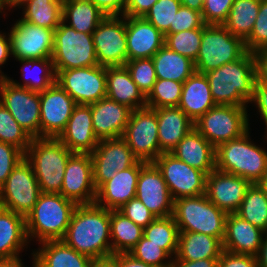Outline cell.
Wrapping results in <instances>:
<instances>
[{
  "label": "cell",
  "instance_id": "cell-1",
  "mask_svg": "<svg viewBox=\"0 0 267 267\" xmlns=\"http://www.w3.org/2000/svg\"><path fill=\"white\" fill-rule=\"evenodd\" d=\"M110 236V210L96 203L77 205L62 239L78 253L91 259L113 255Z\"/></svg>",
  "mask_w": 267,
  "mask_h": 267
},
{
  "label": "cell",
  "instance_id": "cell-2",
  "mask_svg": "<svg viewBox=\"0 0 267 267\" xmlns=\"http://www.w3.org/2000/svg\"><path fill=\"white\" fill-rule=\"evenodd\" d=\"M216 105L247 106L257 80L255 58L247 51L240 59L205 73Z\"/></svg>",
  "mask_w": 267,
  "mask_h": 267
},
{
  "label": "cell",
  "instance_id": "cell-3",
  "mask_svg": "<svg viewBox=\"0 0 267 267\" xmlns=\"http://www.w3.org/2000/svg\"><path fill=\"white\" fill-rule=\"evenodd\" d=\"M76 206L61 194L41 193L33 209L25 216L28 240L37 238L39 243L62 240Z\"/></svg>",
  "mask_w": 267,
  "mask_h": 267
},
{
  "label": "cell",
  "instance_id": "cell-4",
  "mask_svg": "<svg viewBox=\"0 0 267 267\" xmlns=\"http://www.w3.org/2000/svg\"><path fill=\"white\" fill-rule=\"evenodd\" d=\"M72 154L58 138H32L25 158L33 167L41 193L60 194Z\"/></svg>",
  "mask_w": 267,
  "mask_h": 267
},
{
  "label": "cell",
  "instance_id": "cell-5",
  "mask_svg": "<svg viewBox=\"0 0 267 267\" xmlns=\"http://www.w3.org/2000/svg\"><path fill=\"white\" fill-rule=\"evenodd\" d=\"M249 133L216 148V169L256 184L267 172V151L250 141Z\"/></svg>",
  "mask_w": 267,
  "mask_h": 267
},
{
  "label": "cell",
  "instance_id": "cell-6",
  "mask_svg": "<svg viewBox=\"0 0 267 267\" xmlns=\"http://www.w3.org/2000/svg\"><path fill=\"white\" fill-rule=\"evenodd\" d=\"M172 216L179 232L203 233L221 241L224 238L227 213L212 203L206 194L177 198Z\"/></svg>",
  "mask_w": 267,
  "mask_h": 267
},
{
  "label": "cell",
  "instance_id": "cell-7",
  "mask_svg": "<svg viewBox=\"0 0 267 267\" xmlns=\"http://www.w3.org/2000/svg\"><path fill=\"white\" fill-rule=\"evenodd\" d=\"M246 52L244 41L233 36L223 25L206 24L202 28L201 45L194 62L195 70L208 73L240 59Z\"/></svg>",
  "mask_w": 267,
  "mask_h": 267
},
{
  "label": "cell",
  "instance_id": "cell-8",
  "mask_svg": "<svg viewBox=\"0 0 267 267\" xmlns=\"http://www.w3.org/2000/svg\"><path fill=\"white\" fill-rule=\"evenodd\" d=\"M247 107L216 105L194 122V128L217 148L250 130Z\"/></svg>",
  "mask_w": 267,
  "mask_h": 267
},
{
  "label": "cell",
  "instance_id": "cell-9",
  "mask_svg": "<svg viewBox=\"0 0 267 267\" xmlns=\"http://www.w3.org/2000/svg\"><path fill=\"white\" fill-rule=\"evenodd\" d=\"M51 59L55 70L98 65L92 34L76 31L62 21L55 29Z\"/></svg>",
  "mask_w": 267,
  "mask_h": 267
},
{
  "label": "cell",
  "instance_id": "cell-10",
  "mask_svg": "<svg viewBox=\"0 0 267 267\" xmlns=\"http://www.w3.org/2000/svg\"><path fill=\"white\" fill-rule=\"evenodd\" d=\"M40 194L33 167L24 158L0 187V207L26 216L35 206Z\"/></svg>",
  "mask_w": 267,
  "mask_h": 267
},
{
  "label": "cell",
  "instance_id": "cell-11",
  "mask_svg": "<svg viewBox=\"0 0 267 267\" xmlns=\"http://www.w3.org/2000/svg\"><path fill=\"white\" fill-rule=\"evenodd\" d=\"M122 138L140 161L153 162L160 153L156 111L145 107L132 110Z\"/></svg>",
  "mask_w": 267,
  "mask_h": 267
},
{
  "label": "cell",
  "instance_id": "cell-12",
  "mask_svg": "<svg viewBox=\"0 0 267 267\" xmlns=\"http://www.w3.org/2000/svg\"><path fill=\"white\" fill-rule=\"evenodd\" d=\"M56 83L64 89L77 104L89 105L105 98L106 67H91L55 70Z\"/></svg>",
  "mask_w": 267,
  "mask_h": 267
},
{
  "label": "cell",
  "instance_id": "cell-13",
  "mask_svg": "<svg viewBox=\"0 0 267 267\" xmlns=\"http://www.w3.org/2000/svg\"><path fill=\"white\" fill-rule=\"evenodd\" d=\"M0 103L31 138H40L39 92L18 87L3 77L0 80Z\"/></svg>",
  "mask_w": 267,
  "mask_h": 267
},
{
  "label": "cell",
  "instance_id": "cell-14",
  "mask_svg": "<svg viewBox=\"0 0 267 267\" xmlns=\"http://www.w3.org/2000/svg\"><path fill=\"white\" fill-rule=\"evenodd\" d=\"M98 65L124 66L128 61L126 16H106L92 33Z\"/></svg>",
  "mask_w": 267,
  "mask_h": 267
},
{
  "label": "cell",
  "instance_id": "cell-15",
  "mask_svg": "<svg viewBox=\"0 0 267 267\" xmlns=\"http://www.w3.org/2000/svg\"><path fill=\"white\" fill-rule=\"evenodd\" d=\"M162 174L173 200L206 193L207 175L171 153H162L153 161Z\"/></svg>",
  "mask_w": 267,
  "mask_h": 267
},
{
  "label": "cell",
  "instance_id": "cell-16",
  "mask_svg": "<svg viewBox=\"0 0 267 267\" xmlns=\"http://www.w3.org/2000/svg\"><path fill=\"white\" fill-rule=\"evenodd\" d=\"M55 30L17 20L9 33L16 60L52 58Z\"/></svg>",
  "mask_w": 267,
  "mask_h": 267
},
{
  "label": "cell",
  "instance_id": "cell-17",
  "mask_svg": "<svg viewBox=\"0 0 267 267\" xmlns=\"http://www.w3.org/2000/svg\"><path fill=\"white\" fill-rule=\"evenodd\" d=\"M40 95V138H58L77 105L57 83Z\"/></svg>",
  "mask_w": 267,
  "mask_h": 267
},
{
  "label": "cell",
  "instance_id": "cell-18",
  "mask_svg": "<svg viewBox=\"0 0 267 267\" xmlns=\"http://www.w3.org/2000/svg\"><path fill=\"white\" fill-rule=\"evenodd\" d=\"M90 155L96 189L113 178L116 172L125 170L138 161L122 137L100 140Z\"/></svg>",
  "mask_w": 267,
  "mask_h": 267
},
{
  "label": "cell",
  "instance_id": "cell-19",
  "mask_svg": "<svg viewBox=\"0 0 267 267\" xmlns=\"http://www.w3.org/2000/svg\"><path fill=\"white\" fill-rule=\"evenodd\" d=\"M96 193L90 153H73L66 165L60 194L76 205H83L95 203Z\"/></svg>",
  "mask_w": 267,
  "mask_h": 267
},
{
  "label": "cell",
  "instance_id": "cell-20",
  "mask_svg": "<svg viewBox=\"0 0 267 267\" xmlns=\"http://www.w3.org/2000/svg\"><path fill=\"white\" fill-rule=\"evenodd\" d=\"M136 198L156 217H168L173 214L174 200L161 172L153 162L141 161Z\"/></svg>",
  "mask_w": 267,
  "mask_h": 267
},
{
  "label": "cell",
  "instance_id": "cell-21",
  "mask_svg": "<svg viewBox=\"0 0 267 267\" xmlns=\"http://www.w3.org/2000/svg\"><path fill=\"white\" fill-rule=\"evenodd\" d=\"M252 183L240 176L214 169L206 177V196L227 214L236 213Z\"/></svg>",
  "mask_w": 267,
  "mask_h": 267
},
{
  "label": "cell",
  "instance_id": "cell-22",
  "mask_svg": "<svg viewBox=\"0 0 267 267\" xmlns=\"http://www.w3.org/2000/svg\"><path fill=\"white\" fill-rule=\"evenodd\" d=\"M58 139L73 153H92L99 143L93 130L91 106L77 104Z\"/></svg>",
  "mask_w": 267,
  "mask_h": 267
},
{
  "label": "cell",
  "instance_id": "cell-23",
  "mask_svg": "<svg viewBox=\"0 0 267 267\" xmlns=\"http://www.w3.org/2000/svg\"><path fill=\"white\" fill-rule=\"evenodd\" d=\"M140 170L141 161L138 160L133 166L116 172L97 189L95 203L109 210H118L135 198Z\"/></svg>",
  "mask_w": 267,
  "mask_h": 267
},
{
  "label": "cell",
  "instance_id": "cell-24",
  "mask_svg": "<svg viewBox=\"0 0 267 267\" xmlns=\"http://www.w3.org/2000/svg\"><path fill=\"white\" fill-rule=\"evenodd\" d=\"M89 105L93 130L99 140L122 137L132 109L107 97Z\"/></svg>",
  "mask_w": 267,
  "mask_h": 267
},
{
  "label": "cell",
  "instance_id": "cell-25",
  "mask_svg": "<svg viewBox=\"0 0 267 267\" xmlns=\"http://www.w3.org/2000/svg\"><path fill=\"white\" fill-rule=\"evenodd\" d=\"M128 60L152 58L164 45L165 36L143 17L126 16Z\"/></svg>",
  "mask_w": 267,
  "mask_h": 267
},
{
  "label": "cell",
  "instance_id": "cell-26",
  "mask_svg": "<svg viewBox=\"0 0 267 267\" xmlns=\"http://www.w3.org/2000/svg\"><path fill=\"white\" fill-rule=\"evenodd\" d=\"M265 232L255 227L236 213L227 214L223 250L236 254L256 256L261 247Z\"/></svg>",
  "mask_w": 267,
  "mask_h": 267
},
{
  "label": "cell",
  "instance_id": "cell-27",
  "mask_svg": "<svg viewBox=\"0 0 267 267\" xmlns=\"http://www.w3.org/2000/svg\"><path fill=\"white\" fill-rule=\"evenodd\" d=\"M158 120L160 153H171L194 128V122L179 107L152 108Z\"/></svg>",
  "mask_w": 267,
  "mask_h": 267
},
{
  "label": "cell",
  "instance_id": "cell-28",
  "mask_svg": "<svg viewBox=\"0 0 267 267\" xmlns=\"http://www.w3.org/2000/svg\"><path fill=\"white\" fill-rule=\"evenodd\" d=\"M216 148L193 128L171 152L177 159L208 175L216 168Z\"/></svg>",
  "mask_w": 267,
  "mask_h": 267
},
{
  "label": "cell",
  "instance_id": "cell-29",
  "mask_svg": "<svg viewBox=\"0 0 267 267\" xmlns=\"http://www.w3.org/2000/svg\"><path fill=\"white\" fill-rule=\"evenodd\" d=\"M216 106L205 74L194 72L184 83L178 107L193 121Z\"/></svg>",
  "mask_w": 267,
  "mask_h": 267
},
{
  "label": "cell",
  "instance_id": "cell-30",
  "mask_svg": "<svg viewBox=\"0 0 267 267\" xmlns=\"http://www.w3.org/2000/svg\"><path fill=\"white\" fill-rule=\"evenodd\" d=\"M106 97L136 110L147 107L146 97L138 89L125 66L106 67Z\"/></svg>",
  "mask_w": 267,
  "mask_h": 267
},
{
  "label": "cell",
  "instance_id": "cell-31",
  "mask_svg": "<svg viewBox=\"0 0 267 267\" xmlns=\"http://www.w3.org/2000/svg\"><path fill=\"white\" fill-rule=\"evenodd\" d=\"M40 244L42 247L32 253V263L36 267H90L93 260L78 253L63 240H49Z\"/></svg>",
  "mask_w": 267,
  "mask_h": 267
},
{
  "label": "cell",
  "instance_id": "cell-32",
  "mask_svg": "<svg viewBox=\"0 0 267 267\" xmlns=\"http://www.w3.org/2000/svg\"><path fill=\"white\" fill-rule=\"evenodd\" d=\"M29 242L25 216L0 207V259L19 257Z\"/></svg>",
  "mask_w": 267,
  "mask_h": 267
},
{
  "label": "cell",
  "instance_id": "cell-33",
  "mask_svg": "<svg viewBox=\"0 0 267 267\" xmlns=\"http://www.w3.org/2000/svg\"><path fill=\"white\" fill-rule=\"evenodd\" d=\"M223 251L222 241L203 233L179 232L176 258L185 261L219 259Z\"/></svg>",
  "mask_w": 267,
  "mask_h": 267
},
{
  "label": "cell",
  "instance_id": "cell-34",
  "mask_svg": "<svg viewBox=\"0 0 267 267\" xmlns=\"http://www.w3.org/2000/svg\"><path fill=\"white\" fill-rule=\"evenodd\" d=\"M157 79L184 83L196 70L194 61L163 45L152 57Z\"/></svg>",
  "mask_w": 267,
  "mask_h": 267
},
{
  "label": "cell",
  "instance_id": "cell-35",
  "mask_svg": "<svg viewBox=\"0 0 267 267\" xmlns=\"http://www.w3.org/2000/svg\"><path fill=\"white\" fill-rule=\"evenodd\" d=\"M105 17L90 0H63L62 20L76 31L92 34Z\"/></svg>",
  "mask_w": 267,
  "mask_h": 267
},
{
  "label": "cell",
  "instance_id": "cell-36",
  "mask_svg": "<svg viewBox=\"0 0 267 267\" xmlns=\"http://www.w3.org/2000/svg\"><path fill=\"white\" fill-rule=\"evenodd\" d=\"M110 236L112 253H129L143 236V228L118 210H110Z\"/></svg>",
  "mask_w": 267,
  "mask_h": 267
},
{
  "label": "cell",
  "instance_id": "cell-37",
  "mask_svg": "<svg viewBox=\"0 0 267 267\" xmlns=\"http://www.w3.org/2000/svg\"><path fill=\"white\" fill-rule=\"evenodd\" d=\"M259 8L260 0H235L223 26L245 41L254 28Z\"/></svg>",
  "mask_w": 267,
  "mask_h": 267
},
{
  "label": "cell",
  "instance_id": "cell-38",
  "mask_svg": "<svg viewBox=\"0 0 267 267\" xmlns=\"http://www.w3.org/2000/svg\"><path fill=\"white\" fill-rule=\"evenodd\" d=\"M22 6V19L34 25L55 30L63 21V0H29Z\"/></svg>",
  "mask_w": 267,
  "mask_h": 267
},
{
  "label": "cell",
  "instance_id": "cell-39",
  "mask_svg": "<svg viewBox=\"0 0 267 267\" xmlns=\"http://www.w3.org/2000/svg\"><path fill=\"white\" fill-rule=\"evenodd\" d=\"M18 61L21 62L23 65L21 69L22 76L24 77V79L22 80L23 84L19 83L18 81L16 82V80L14 81L13 79L7 77L16 86L27 88L35 92H42L46 90L47 88H49L51 85L56 83V72H55L53 61L51 58H42V59H33V60L25 59V60H18ZM35 69H38L37 73H35L37 71ZM28 72L29 73L32 72L33 74L30 73L31 74L30 75ZM38 73L40 74L38 75ZM34 74H37L38 77ZM32 75H34L35 77Z\"/></svg>",
  "mask_w": 267,
  "mask_h": 267
},
{
  "label": "cell",
  "instance_id": "cell-40",
  "mask_svg": "<svg viewBox=\"0 0 267 267\" xmlns=\"http://www.w3.org/2000/svg\"><path fill=\"white\" fill-rule=\"evenodd\" d=\"M143 236L151 243L159 245L172 259L178 249L179 229L173 218L156 217L150 224L143 228Z\"/></svg>",
  "mask_w": 267,
  "mask_h": 267
},
{
  "label": "cell",
  "instance_id": "cell-41",
  "mask_svg": "<svg viewBox=\"0 0 267 267\" xmlns=\"http://www.w3.org/2000/svg\"><path fill=\"white\" fill-rule=\"evenodd\" d=\"M236 214L267 233V196L257 184L247 190Z\"/></svg>",
  "mask_w": 267,
  "mask_h": 267
},
{
  "label": "cell",
  "instance_id": "cell-42",
  "mask_svg": "<svg viewBox=\"0 0 267 267\" xmlns=\"http://www.w3.org/2000/svg\"><path fill=\"white\" fill-rule=\"evenodd\" d=\"M183 83L173 80L157 79L152 91L146 97L149 108L178 107Z\"/></svg>",
  "mask_w": 267,
  "mask_h": 267
},
{
  "label": "cell",
  "instance_id": "cell-43",
  "mask_svg": "<svg viewBox=\"0 0 267 267\" xmlns=\"http://www.w3.org/2000/svg\"><path fill=\"white\" fill-rule=\"evenodd\" d=\"M202 28L165 35L164 45L195 62L199 53Z\"/></svg>",
  "mask_w": 267,
  "mask_h": 267
},
{
  "label": "cell",
  "instance_id": "cell-44",
  "mask_svg": "<svg viewBox=\"0 0 267 267\" xmlns=\"http://www.w3.org/2000/svg\"><path fill=\"white\" fill-rule=\"evenodd\" d=\"M31 140L29 134L0 103V142L12 144L26 153Z\"/></svg>",
  "mask_w": 267,
  "mask_h": 267
},
{
  "label": "cell",
  "instance_id": "cell-45",
  "mask_svg": "<svg viewBox=\"0 0 267 267\" xmlns=\"http://www.w3.org/2000/svg\"><path fill=\"white\" fill-rule=\"evenodd\" d=\"M180 7L179 0H158L143 18L165 36L170 34V26H174L175 14Z\"/></svg>",
  "mask_w": 267,
  "mask_h": 267
},
{
  "label": "cell",
  "instance_id": "cell-46",
  "mask_svg": "<svg viewBox=\"0 0 267 267\" xmlns=\"http://www.w3.org/2000/svg\"><path fill=\"white\" fill-rule=\"evenodd\" d=\"M124 66L138 89L147 97L157 80L152 58L128 60Z\"/></svg>",
  "mask_w": 267,
  "mask_h": 267
},
{
  "label": "cell",
  "instance_id": "cell-47",
  "mask_svg": "<svg viewBox=\"0 0 267 267\" xmlns=\"http://www.w3.org/2000/svg\"><path fill=\"white\" fill-rule=\"evenodd\" d=\"M129 254L133 258L154 267H169L171 263V257L159 245L151 243L144 236L130 250ZM166 259L170 260L167 261Z\"/></svg>",
  "mask_w": 267,
  "mask_h": 267
},
{
  "label": "cell",
  "instance_id": "cell-48",
  "mask_svg": "<svg viewBox=\"0 0 267 267\" xmlns=\"http://www.w3.org/2000/svg\"><path fill=\"white\" fill-rule=\"evenodd\" d=\"M246 51L267 48V0H260V8L250 36L244 41Z\"/></svg>",
  "mask_w": 267,
  "mask_h": 267
},
{
  "label": "cell",
  "instance_id": "cell-49",
  "mask_svg": "<svg viewBox=\"0 0 267 267\" xmlns=\"http://www.w3.org/2000/svg\"><path fill=\"white\" fill-rule=\"evenodd\" d=\"M25 158V153L16 146L0 142V187L12 170Z\"/></svg>",
  "mask_w": 267,
  "mask_h": 267
},
{
  "label": "cell",
  "instance_id": "cell-50",
  "mask_svg": "<svg viewBox=\"0 0 267 267\" xmlns=\"http://www.w3.org/2000/svg\"><path fill=\"white\" fill-rule=\"evenodd\" d=\"M235 0H205L202 17L205 24L223 25Z\"/></svg>",
  "mask_w": 267,
  "mask_h": 267
},
{
  "label": "cell",
  "instance_id": "cell-51",
  "mask_svg": "<svg viewBox=\"0 0 267 267\" xmlns=\"http://www.w3.org/2000/svg\"><path fill=\"white\" fill-rule=\"evenodd\" d=\"M205 25L201 12L181 5L175 14L174 26H170V33L203 28Z\"/></svg>",
  "mask_w": 267,
  "mask_h": 267
},
{
  "label": "cell",
  "instance_id": "cell-52",
  "mask_svg": "<svg viewBox=\"0 0 267 267\" xmlns=\"http://www.w3.org/2000/svg\"><path fill=\"white\" fill-rule=\"evenodd\" d=\"M118 211L142 228H145L156 218V216L136 197L129 200L119 208Z\"/></svg>",
  "mask_w": 267,
  "mask_h": 267
},
{
  "label": "cell",
  "instance_id": "cell-53",
  "mask_svg": "<svg viewBox=\"0 0 267 267\" xmlns=\"http://www.w3.org/2000/svg\"><path fill=\"white\" fill-rule=\"evenodd\" d=\"M218 267H258V264L254 255L236 254L223 250Z\"/></svg>",
  "mask_w": 267,
  "mask_h": 267
},
{
  "label": "cell",
  "instance_id": "cell-54",
  "mask_svg": "<svg viewBox=\"0 0 267 267\" xmlns=\"http://www.w3.org/2000/svg\"><path fill=\"white\" fill-rule=\"evenodd\" d=\"M255 103L260 113V117L264 120L266 129H267V83L256 81L253 97L250 101ZM266 139H267V130H266Z\"/></svg>",
  "mask_w": 267,
  "mask_h": 267
},
{
  "label": "cell",
  "instance_id": "cell-55",
  "mask_svg": "<svg viewBox=\"0 0 267 267\" xmlns=\"http://www.w3.org/2000/svg\"><path fill=\"white\" fill-rule=\"evenodd\" d=\"M106 16H124L127 0H90Z\"/></svg>",
  "mask_w": 267,
  "mask_h": 267
},
{
  "label": "cell",
  "instance_id": "cell-56",
  "mask_svg": "<svg viewBox=\"0 0 267 267\" xmlns=\"http://www.w3.org/2000/svg\"><path fill=\"white\" fill-rule=\"evenodd\" d=\"M158 0H127L124 16L144 17Z\"/></svg>",
  "mask_w": 267,
  "mask_h": 267
},
{
  "label": "cell",
  "instance_id": "cell-57",
  "mask_svg": "<svg viewBox=\"0 0 267 267\" xmlns=\"http://www.w3.org/2000/svg\"><path fill=\"white\" fill-rule=\"evenodd\" d=\"M257 80L267 83V48L256 50L254 53Z\"/></svg>",
  "mask_w": 267,
  "mask_h": 267
},
{
  "label": "cell",
  "instance_id": "cell-58",
  "mask_svg": "<svg viewBox=\"0 0 267 267\" xmlns=\"http://www.w3.org/2000/svg\"><path fill=\"white\" fill-rule=\"evenodd\" d=\"M218 261L219 259H199L197 261H185L173 257L169 267H218Z\"/></svg>",
  "mask_w": 267,
  "mask_h": 267
},
{
  "label": "cell",
  "instance_id": "cell-59",
  "mask_svg": "<svg viewBox=\"0 0 267 267\" xmlns=\"http://www.w3.org/2000/svg\"><path fill=\"white\" fill-rule=\"evenodd\" d=\"M11 55V40L8 33L6 36L5 33L0 32V66L6 63L8 57ZM0 76L7 77V75L0 70Z\"/></svg>",
  "mask_w": 267,
  "mask_h": 267
},
{
  "label": "cell",
  "instance_id": "cell-60",
  "mask_svg": "<svg viewBox=\"0 0 267 267\" xmlns=\"http://www.w3.org/2000/svg\"><path fill=\"white\" fill-rule=\"evenodd\" d=\"M118 267H154L133 258L129 253H118Z\"/></svg>",
  "mask_w": 267,
  "mask_h": 267
},
{
  "label": "cell",
  "instance_id": "cell-61",
  "mask_svg": "<svg viewBox=\"0 0 267 267\" xmlns=\"http://www.w3.org/2000/svg\"><path fill=\"white\" fill-rule=\"evenodd\" d=\"M90 267H118V254L105 258L93 259Z\"/></svg>",
  "mask_w": 267,
  "mask_h": 267
},
{
  "label": "cell",
  "instance_id": "cell-62",
  "mask_svg": "<svg viewBox=\"0 0 267 267\" xmlns=\"http://www.w3.org/2000/svg\"><path fill=\"white\" fill-rule=\"evenodd\" d=\"M264 237L256 255L258 267H267V233H265Z\"/></svg>",
  "mask_w": 267,
  "mask_h": 267
},
{
  "label": "cell",
  "instance_id": "cell-63",
  "mask_svg": "<svg viewBox=\"0 0 267 267\" xmlns=\"http://www.w3.org/2000/svg\"><path fill=\"white\" fill-rule=\"evenodd\" d=\"M204 1L205 0H179L182 6L188 7L201 13Z\"/></svg>",
  "mask_w": 267,
  "mask_h": 267
},
{
  "label": "cell",
  "instance_id": "cell-64",
  "mask_svg": "<svg viewBox=\"0 0 267 267\" xmlns=\"http://www.w3.org/2000/svg\"><path fill=\"white\" fill-rule=\"evenodd\" d=\"M0 267H24L20 257L0 259Z\"/></svg>",
  "mask_w": 267,
  "mask_h": 267
},
{
  "label": "cell",
  "instance_id": "cell-65",
  "mask_svg": "<svg viewBox=\"0 0 267 267\" xmlns=\"http://www.w3.org/2000/svg\"><path fill=\"white\" fill-rule=\"evenodd\" d=\"M256 184L262 189V191L267 196V172L263 175V177Z\"/></svg>",
  "mask_w": 267,
  "mask_h": 267
},
{
  "label": "cell",
  "instance_id": "cell-66",
  "mask_svg": "<svg viewBox=\"0 0 267 267\" xmlns=\"http://www.w3.org/2000/svg\"><path fill=\"white\" fill-rule=\"evenodd\" d=\"M14 7V0H0V8L7 9Z\"/></svg>",
  "mask_w": 267,
  "mask_h": 267
},
{
  "label": "cell",
  "instance_id": "cell-67",
  "mask_svg": "<svg viewBox=\"0 0 267 267\" xmlns=\"http://www.w3.org/2000/svg\"><path fill=\"white\" fill-rule=\"evenodd\" d=\"M29 0H14V7H22V5Z\"/></svg>",
  "mask_w": 267,
  "mask_h": 267
}]
</instances>
